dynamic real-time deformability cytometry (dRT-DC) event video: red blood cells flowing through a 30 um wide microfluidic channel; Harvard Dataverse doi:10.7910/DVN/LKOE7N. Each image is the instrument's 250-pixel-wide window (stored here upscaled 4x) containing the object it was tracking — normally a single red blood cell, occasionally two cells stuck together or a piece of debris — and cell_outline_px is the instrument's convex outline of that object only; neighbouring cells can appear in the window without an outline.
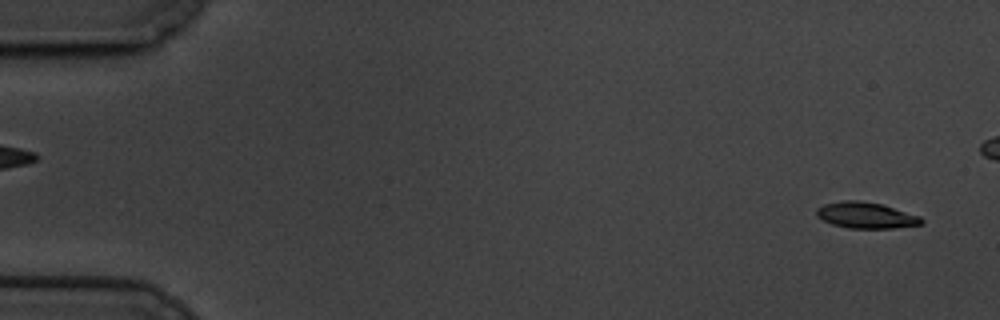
{"species": "common noctule bat (a hibernating species)", "species_latin": "Nyctalus noctula", "temperature_condition": "cold", "stored_images_in_passage": 51, "camera_frame_rate_fps": 3000, "um_per_image_px": 0.085, "animal": {"sex": "male", "body_mass_g": 19.5, "forearm_length_mm": 54.6}, "frame": {"image": 1, "passage_image": 1, "time_ms": 0.0, "image_size_px": [1000, 320], "cell_outline_px": [[924, 224], [892, 228], [848, 228], [832, 224], [816, 216], [816, 208], [824, 204], [844, 200], [856, 200], [884, 204], [920, 216], [924, 220]], "centroid_in_image_um": [73.63, 18.29], "position_along_channel_um": 11.4, "area_um2": 16.07}}
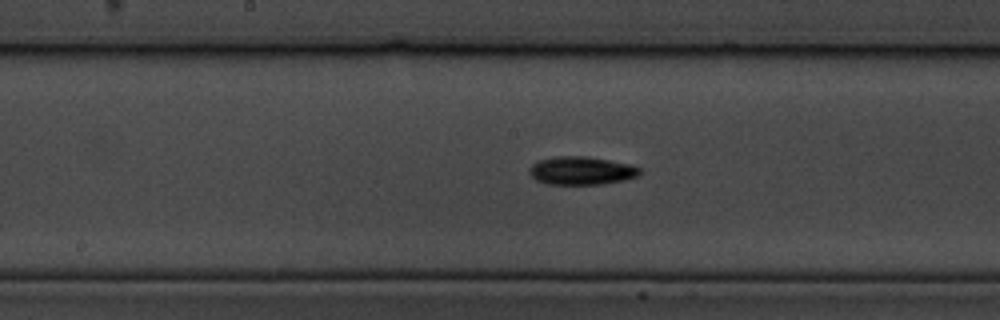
{"frame": {"image": 2, "passage_image": 29, "time_ms": 9.333, "image_size_px": [1000, 320], "cell_outline_px": [[640, 172], [636, 176], [624, 180], [604, 184], [548, 184], [536, 180], [528, 172], [528, 168], [532, 164], [540, 160], [560, 156], [584, 156], [632, 164], [640, 168]], "centroid_in_image_um": [49.41, 14.51], "position_along_channel_um": 198.8, "area_um2": 18.03}}
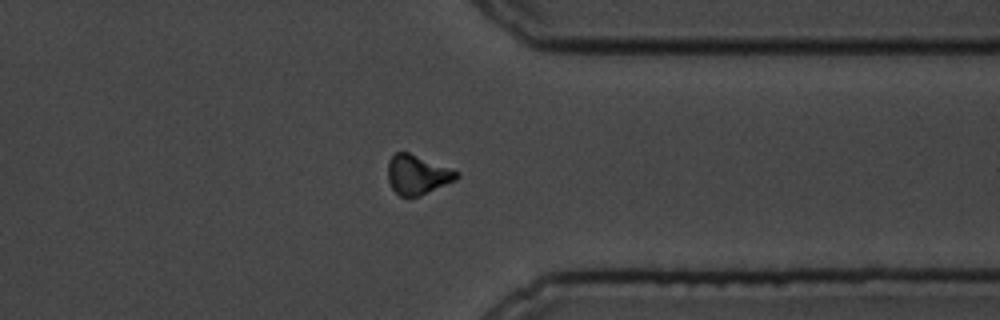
{"frame": {"image": 3, "passage_image": 45, "time_ms": 14.667, "image_size_px": [1000, 320], "cell_outline_px": [[460, 176], [456, 180], [420, 196], [408, 200], [400, 196], [392, 188], [388, 180], [388, 160], [396, 152], [408, 152], [460, 172]], "centroid_in_image_um": [35.47, 14.88], "position_along_channel_um": 375.9, "area_um2": 16.01}}